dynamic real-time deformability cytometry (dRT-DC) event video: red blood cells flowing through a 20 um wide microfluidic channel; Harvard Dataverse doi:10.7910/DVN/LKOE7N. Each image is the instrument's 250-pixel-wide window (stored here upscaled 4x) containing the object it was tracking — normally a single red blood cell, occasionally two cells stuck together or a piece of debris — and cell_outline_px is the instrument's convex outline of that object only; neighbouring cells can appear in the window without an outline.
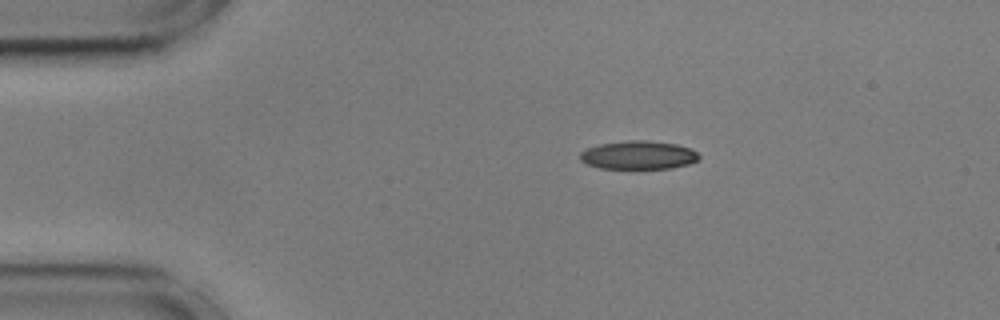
{"species": "common noctule bat (a hibernating species)", "species_latin": "Nyctalus noctula", "temperature_condition": "cold", "stored_images_in_passage": 43, "camera_frame_rate_fps": 3000, "um_per_image_px": 0.085, "animal": {"sex": "male", "body_mass_g": 17.9, "forearm_length_mm": 54.2}, "frame": {"image": 1, "passage_image": 1, "time_ms": 0.0, "image_size_px": [1000, 320], "cell_outline_px": [[700, 160], [688, 164], [672, 168], [628, 172], [600, 168], [588, 164], [580, 160], [580, 152], [588, 148], [600, 144], [628, 140], [648, 140], [676, 144], [688, 148], [696, 152], [700, 156]], "centroid_in_image_um": [54.26, 13.24], "position_along_channel_um": 30.7, "area_um2": 20.63}}
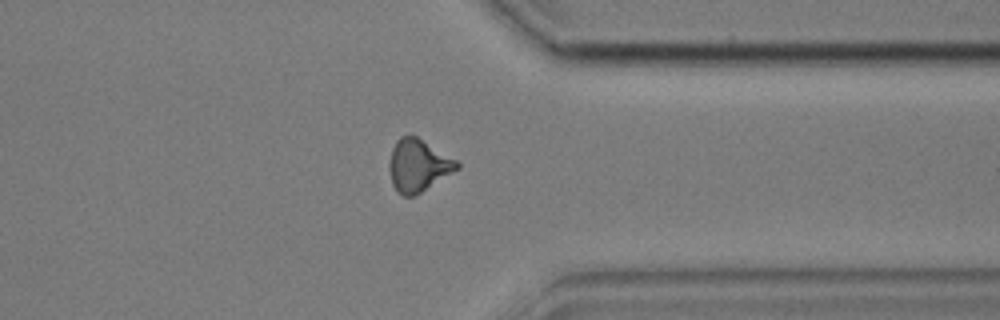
{"frame": {"image": 2, "passage_image": 34, "time_ms": 11.0, "image_size_px": [1000, 320], "cell_outline_px": [[460, 168], [416, 196], [404, 196], [396, 192], [392, 184], [388, 168], [388, 164], [392, 148], [396, 140], [400, 136], [416, 136], [456, 160], [460, 164]], "centroid_in_image_um": [35.52, 14.09], "position_along_channel_um": 375.9, "area_um2": 20.75}}
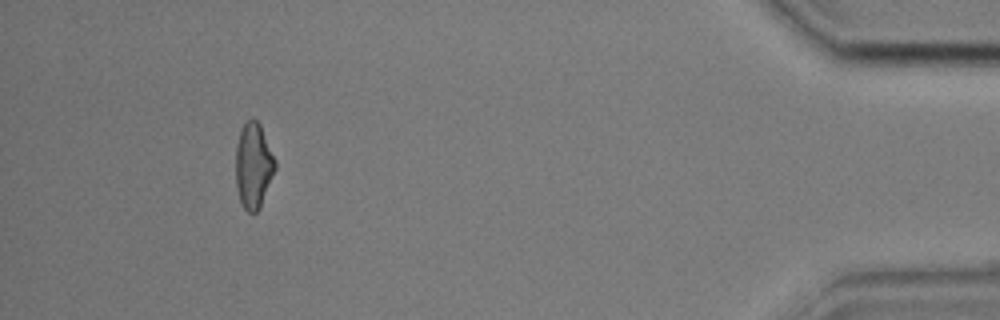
{"frame": {"image": 3, "passage_image": 42, "time_ms": 13.667, "image_size_px": [1000, 320], "cell_outline_px": [[276, 168], [260, 208], [256, 212], [248, 212], [240, 204], [236, 188], [236, 144], [240, 132], [244, 124], [248, 120], [256, 120], [260, 124], [276, 160]], "centroid_in_image_um": [21.54, 14.11], "position_along_channel_um": 413.7, "area_um2": 19.65}}